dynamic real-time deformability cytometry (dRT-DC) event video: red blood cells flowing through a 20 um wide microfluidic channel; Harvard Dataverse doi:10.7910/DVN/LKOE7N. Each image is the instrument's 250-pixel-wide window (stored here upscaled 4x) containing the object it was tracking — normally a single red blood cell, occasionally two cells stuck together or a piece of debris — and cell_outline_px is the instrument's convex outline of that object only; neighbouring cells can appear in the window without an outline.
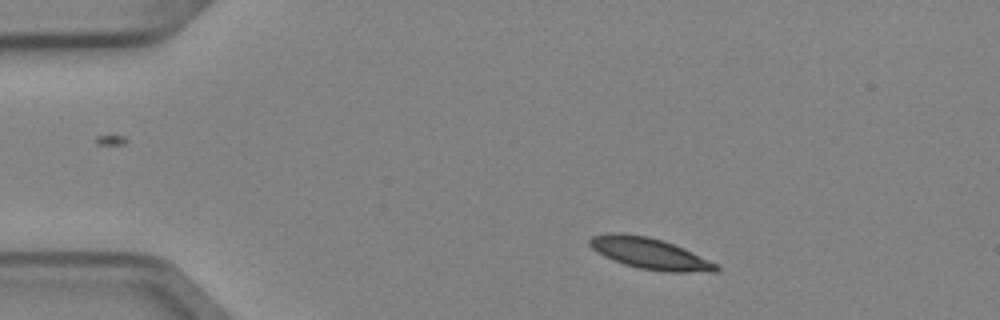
{"species": "Egyptian fruit bat (a non-hibernating species)", "species_latin": "Rousettus aegyptiacus", "temperature_condition": "cold", "stored_images_in_passage": 5, "camera_frame_rate_fps": 3000, "um_per_image_px": 0.085, "animal": {"sex": "female"}, "frame": {"image": 1, "passage_image": 1, "time_ms": 0.0, "image_size_px": [1000, 320], "cell_outline_px": [[720, 268], [716, 272], [664, 272], [640, 268], [624, 264], [604, 256], [596, 252], [588, 244], [588, 240], [592, 236], [608, 232], [620, 232], [648, 236], [664, 240], [684, 248], [716, 264]], "centroid_in_image_um": [55.19, 21.53], "position_along_channel_um": 29.8, "area_um2": 23.12}}
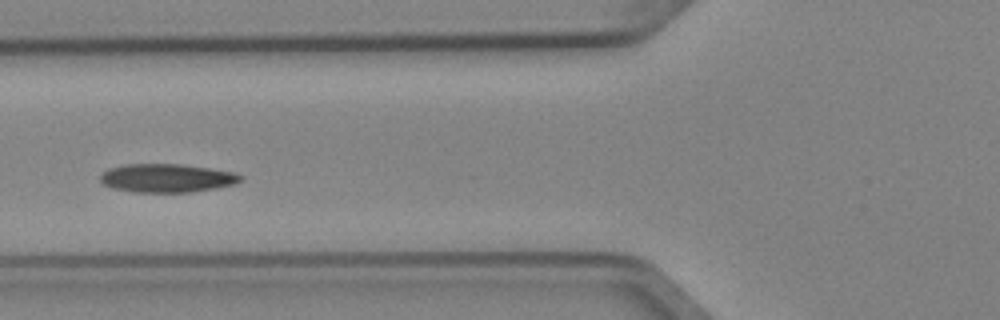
{"frame": {"image": 2, "passage_image": 4, "time_ms": 1.0, "image_size_px": [1000, 320], "cell_outline_px": [[244, 176], [236, 184], [216, 188], [192, 192], [136, 192], [112, 188], [104, 184], [100, 180], [100, 176], [108, 168], [128, 164], [180, 164], [208, 168], [232, 172]], "centroid_in_image_um": [14.19, 15.14], "position_along_channel_um": 111.6, "area_um2": 23.18}}
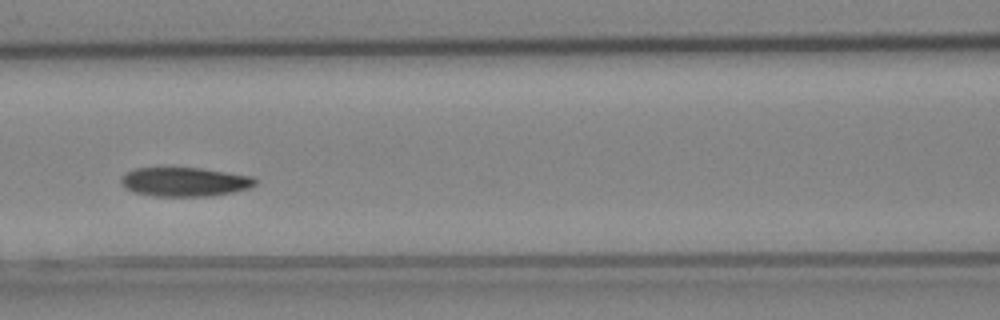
{"frame": {"image": 3, "passage_image": 5, "time_ms": 1.333, "image_size_px": [1000, 320], "cell_outline_px": [[256, 184], [248, 188], [232, 192], [212, 196], [152, 196], [132, 192], [124, 188], [120, 184], [120, 176], [124, 172], [136, 168], [200, 168], [252, 176], [256, 180]], "centroid_in_image_um": [15.62, 15.46], "position_along_channel_um": 151.0, "area_um2": 22.89}}